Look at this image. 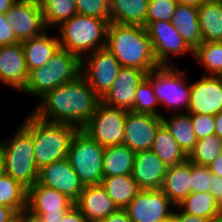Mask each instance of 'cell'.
Listing matches in <instances>:
<instances>
[{
    "label": "cell",
    "mask_w": 222,
    "mask_h": 222,
    "mask_svg": "<svg viewBox=\"0 0 222 222\" xmlns=\"http://www.w3.org/2000/svg\"><path fill=\"white\" fill-rule=\"evenodd\" d=\"M213 222H222V215L216 217Z\"/></svg>",
    "instance_id": "54"
},
{
    "label": "cell",
    "mask_w": 222,
    "mask_h": 222,
    "mask_svg": "<svg viewBox=\"0 0 222 222\" xmlns=\"http://www.w3.org/2000/svg\"><path fill=\"white\" fill-rule=\"evenodd\" d=\"M104 152L105 148L82 130H78L73 136L67 159L84 186L100 184L104 178L102 171Z\"/></svg>",
    "instance_id": "8"
},
{
    "label": "cell",
    "mask_w": 222,
    "mask_h": 222,
    "mask_svg": "<svg viewBox=\"0 0 222 222\" xmlns=\"http://www.w3.org/2000/svg\"><path fill=\"white\" fill-rule=\"evenodd\" d=\"M16 212L5 205H0V222H13Z\"/></svg>",
    "instance_id": "47"
},
{
    "label": "cell",
    "mask_w": 222,
    "mask_h": 222,
    "mask_svg": "<svg viewBox=\"0 0 222 222\" xmlns=\"http://www.w3.org/2000/svg\"><path fill=\"white\" fill-rule=\"evenodd\" d=\"M75 206L88 222H100L118 209L101 184L84 186Z\"/></svg>",
    "instance_id": "21"
},
{
    "label": "cell",
    "mask_w": 222,
    "mask_h": 222,
    "mask_svg": "<svg viewBox=\"0 0 222 222\" xmlns=\"http://www.w3.org/2000/svg\"><path fill=\"white\" fill-rule=\"evenodd\" d=\"M37 182L58 190L74 204L78 201L84 187L67 158L42 167L39 170Z\"/></svg>",
    "instance_id": "15"
},
{
    "label": "cell",
    "mask_w": 222,
    "mask_h": 222,
    "mask_svg": "<svg viewBox=\"0 0 222 222\" xmlns=\"http://www.w3.org/2000/svg\"><path fill=\"white\" fill-rule=\"evenodd\" d=\"M33 137L37 168L67 158L70 142L79 130L71 124L44 121L32 113L21 123Z\"/></svg>",
    "instance_id": "3"
},
{
    "label": "cell",
    "mask_w": 222,
    "mask_h": 222,
    "mask_svg": "<svg viewBox=\"0 0 222 222\" xmlns=\"http://www.w3.org/2000/svg\"><path fill=\"white\" fill-rule=\"evenodd\" d=\"M146 78L151 82L160 105L175 113L177 109V113L182 109L188 112L191 84L186 82L185 72L175 65H160L149 72Z\"/></svg>",
    "instance_id": "7"
},
{
    "label": "cell",
    "mask_w": 222,
    "mask_h": 222,
    "mask_svg": "<svg viewBox=\"0 0 222 222\" xmlns=\"http://www.w3.org/2000/svg\"><path fill=\"white\" fill-rule=\"evenodd\" d=\"M81 75V58L68 50L59 48L48 63L29 72L22 92L42 97L46 92L71 82Z\"/></svg>",
    "instance_id": "6"
},
{
    "label": "cell",
    "mask_w": 222,
    "mask_h": 222,
    "mask_svg": "<svg viewBox=\"0 0 222 222\" xmlns=\"http://www.w3.org/2000/svg\"><path fill=\"white\" fill-rule=\"evenodd\" d=\"M170 22L193 51L203 43L197 7L177 4Z\"/></svg>",
    "instance_id": "24"
},
{
    "label": "cell",
    "mask_w": 222,
    "mask_h": 222,
    "mask_svg": "<svg viewBox=\"0 0 222 222\" xmlns=\"http://www.w3.org/2000/svg\"><path fill=\"white\" fill-rule=\"evenodd\" d=\"M18 42L20 41L16 38L12 28L9 27L6 15L0 13V46L15 44Z\"/></svg>",
    "instance_id": "41"
},
{
    "label": "cell",
    "mask_w": 222,
    "mask_h": 222,
    "mask_svg": "<svg viewBox=\"0 0 222 222\" xmlns=\"http://www.w3.org/2000/svg\"><path fill=\"white\" fill-rule=\"evenodd\" d=\"M100 184L118 209H125L141 190L131 174L104 177Z\"/></svg>",
    "instance_id": "28"
},
{
    "label": "cell",
    "mask_w": 222,
    "mask_h": 222,
    "mask_svg": "<svg viewBox=\"0 0 222 222\" xmlns=\"http://www.w3.org/2000/svg\"><path fill=\"white\" fill-rule=\"evenodd\" d=\"M159 102L151 82L145 77L138 85L134 99L133 112L163 116L157 109Z\"/></svg>",
    "instance_id": "36"
},
{
    "label": "cell",
    "mask_w": 222,
    "mask_h": 222,
    "mask_svg": "<svg viewBox=\"0 0 222 222\" xmlns=\"http://www.w3.org/2000/svg\"><path fill=\"white\" fill-rule=\"evenodd\" d=\"M160 189L175 207L178 206L191 194L192 163L187 159L180 164L168 167Z\"/></svg>",
    "instance_id": "22"
},
{
    "label": "cell",
    "mask_w": 222,
    "mask_h": 222,
    "mask_svg": "<svg viewBox=\"0 0 222 222\" xmlns=\"http://www.w3.org/2000/svg\"><path fill=\"white\" fill-rule=\"evenodd\" d=\"M29 72L21 42L0 46V82L14 90L22 91Z\"/></svg>",
    "instance_id": "18"
},
{
    "label": "cell",
    "mask_w": 222,
    "mask_h": 222,
    "mask_svg": "<svg viewBox=\"0 0 222 222\" xmlns=\"http://www.w3.org/2000/svg\"><path fill=\"white\" fill-rule=\"evenodd\" d=\"M161 118L162 123L188 156L198 141L191 121V114L184 111L179 113L173 112L172 115H163Z\"/></svg>",
    "instance_id": "27"
},
{
    "label": "cell",
    "mask_w": 222,
    "mask_h": 222,
    "mask_svg": "<svg viewBox=\"0 0 222 222\" xmlns=\"http://www.w3.org/2000/svg\"><path fill=\"white\" fill-rule=\"evenodd\" d=\"M135 153L125 145L106 147L103 156V176H120L132 173Z\"/></svg>",
    "instance_id": "29"
},
{
    "label": "cell",
    "mask_w": 222,
    "mask_h": 222,
    "mask_svg": "<svg viewBox=\"0 0 222 222\" xmlns=\"http://www.w3.org/2000/svg\"><path fill=\"white\" fill-rule=\"evenodd\" d=\"M74 205L58 190L38 182L27 190V209L35 215L66 214Z\"/></svg>",
    "instance_id": "19"
},
{
    "label": "cell",
    "mask_w": 222,
    "mask_h": 222,
    "mask_svg": "<svg viewBox=\"0 0 222 222\" xmlns=\"http://www.w3.org/2000/svg\"><path fill=\"white\" fill-rule=\"evenodd\" d=\"M75 3L78 14L110 19V0H75Z\"/></svg>",
    "instance_id": "38"
},
{
    "label": "cell",
    "mask_w": 222,
    "mask_h": 222,
    "mask_svg": "<svg viewBox=\"0 0 222 222\" xmlns=\"http://www.w3.org/2000/svg\"><path fill=\"white\" fill-rule=\"evenodd\" d=\"M165 222H174V219L171 218V219H169V220H167V221H165Z\"/></svg>",
    "instance_id": "55"
},
{
    "label": "cell",
    "mask_w": 222,
    "mask_h": 222,
    "mask_svg": "<svg viewBox=\"0 0 222 222\" xmlns=\"http://www.w3.org/2000/svg\"><path fill=\"white\" fill-rule=\"evenodd\" d=\"M122 68L116 57L105 47L81 58V75L102 99Z\"/></svg>",
    "instance_id": "10"
},
{
    "label": "cell",
    "mask_w": 222,
    "mask_h": 222,
    "mask_svg": "<svg viewBox=\"0 0 222 222\" xmlns=\"http://www.w3.org/2000/svg\"><path fill=\"white\" fill-rule=\"evenodd\" d=\"M212 173L208 166L192 163V189L191 193L210 192Z\"/></svg>",
    "instance_id": "39"
},
{
    "label": "cell",
    "mask_w": 222,
    "mask_h": 222,
    "mask_svg": "<svg viewBox=\"0 0 222 222\" xmlns=\"http://www.w3.org/2000/svg\"><path fill=\"white\" fill-rule=\"evenodd\" d=\"M100 222H132L125 209H117Z\"/></svg>",
    "instance_id": "46"
},
{
    "label": "cell",
    "mask_w": 222,
    "mask_h": 222,
    "mask_svg": "<svg viewBox=\"0 0 222 222\" xmlns=\"http://www.w3.org/2000/svg\"><path fill=\"white\" fill-rule=\"evenodd\" d=\"M65 214L59 215H37L41 218L42 222H60Z\"/></svg>",
    "instance_id": "50"
},
{
    "label": "cell",
    "mask_w": 222,
    "mask_h": 222,
    "mask_svg": "<svg viewBox=\"0 0 222 222\" xmlns=\"http://www.w3.org/2000/svg\"><path fill=\"white\" fill-rule=\"evenodd\" d=\"M146 75L142 70L122 67L101 102L110 107L132 111L137 87Z\"/></svg>",
    "instance_id": "17"
},
{
    "label": "cell",
    "mask_w": 222,
    "mask_h": 222,
    "mask_svg": "<svg viewBox=\"0 0 222 222\" xmlns=\"http://www.w3.org/2000/svg\"><path fill=\"white\" fill-rule=\"evenodd\" d=\"M222 111V77L202 76L191 83L188 113L216 115Z\"/></svg>",
    "instance_id": "16"
},
{
    "label": "cell",
    "mask_w": 222,
    "mask_h": 222,
    "mask_svg": "<svg viewBox=\"0 0 222 222\" xmlns=\"http://www.w3.org/2000/svg\"><path fill=\"white\" fill-rule=\"evenodd\" d=\"M174 222H212L210 219L183 213L182 211H174L173 213Z\"/></svg>",
    "instance_id": "43"
},
{
    "label": "cell",
    "mask_w": 222,
    "mask_h": 222,
    "mask_svg": "<svg viewBox=\"0 0 222 222\" xmlns=\"http://www.w3.org/2000/svg\"><path fill=\"white\" fill-rule=\"evenodd\" d=\"M167 169L153 151H139L135 153L131 175L142 190L160 189Z\"/></svg>",
    "instance_id": "20"
},
{
    "label": "cell",
    "mask_w": 222,
    "mask_h": 222,
    "mask_svg": "<svg viewBox=\"0 0 222 222\" xmlns=\"http://www.w3.org/2000/svg\"><path fill=\"white\" fill-rule=\"evenodd\" d=\"M9 27L22 42L47 31L39 1L16 0L5 13Z\"/></svg>",
    "instance_id": "13"
},
{
    "label": "cell",
    "mask_w": 222,
    "mask_h": 222,
    "mask_svg": "<svg viewBox=\"0 0 222 222\" xmlns=\"http://www.w3.org/2000/svg\"><path fill=\"white\" fill-rule=\"evenodd\" d=\"M151 151H153L167 167L180 164L187 160V155L163 123L159 126L155 134Z\"/></svg>",
    "instance_id": "30"
},
{
    "label": "cell",
    "mask_w": 222,
    "mask_h": 222,
    "mask_svg": "<svg viewBox=\"0 0 222 222\" xmlns=\"http://www.w3.org/2000/svg\"><path fill=\"white\" fill-rule=\"evenodd\" d=\"M5 173V169H4V159H3V155L0 149V177Z\"/></svg>",
    "instance_id": "53"
},
{
    "label": "cell",
    "mask_w": 222,
    "mask_h": 222,
    "mask_svg": "<svg viewBox=\"0 0 222 222\" xmlns=\"http://www.w3.org/2000/svg\"><path fill=\"white\" fill-rule=\"evenodd\" d=\"M28 72L48 63L60 48L58 36L49 37L45 31L42 35L21 42Z\"/></svg>",
    "instance_id": "23"
},
{
    "label": "cell",
    "mask_w": 222,
    "mask_h": 222,
    "mask_svg": "<svg viewBox=\"0 0 222 222\" xmlns=\"http://www.w3.org/2000/svg\"><path fill=\"white\" fill-rule=\"evenodd\" d=\"M210 193L216 200L219 207L222 206V177L212 174V184Z\"/></svg>",
    "instance_id": "42"
},
{
    "label": "cell",
    "mask_w": 222,
    "mask_h": 222,
    "mask_svg": "<svg viewBox=\"0 0 222 222\" xmlns=\"http://www.w3.org/2000/svg\"><path fill=\"white\" fill-rule=\"evenodd\" d=\"M193 58L208 72L204 76L222 77V41L203 42L194 51Z\"/></svg>",
    "instance_id": "33"
},
{
    "label": "cell",
    "mask_w": 222,
    "mask_h": 222,
    "mask_svg": "<svg viewBox=\"0 0 222 222\" xmlns=\"http://www.w3.org/2000/svg\"><path fill=\"white\" fill-rule=\"evenodd\" d=\"M222 151V138L211 134L198 140L187 156V159L197 165L209 166Z\"/></svg>",
    "instance_id": "35"
},
{
    "label": "cell",
    "mask_w": 222,
    "mask_h": 222,
    "mask_svg": "<svg viewBox=\"0 0 222 222\" xmlns=\"http://www.w3.org/2000/svg\"><path fill=\"white\" fill-rule=\"evenodd\" d=\"M161 124V116L127 111L125 134L121 145L128 146L134 153L151 150L155 134Z\"/></svg>",
    "instance_id": "14"
},
{
    "label": "cell",
    "mask_w": 222,
    "mask_h": 222,
    "mask_svg": "<svg viewBox=\"0 0 222 222\" xmlns=\"http://www.w3.org/2000/svg\"><path fill=\"white\" fill-rule=\"evenodd\" d=\"M183 213L210 219L220 215V207L210 192L191 193L178 206Z\"/></svg>",
    "instance_id": "31"
},
{
    "label": "cell",
    "mask_w": 222,
    "mask_h": 222,
    "mask_svg": "<svg viewBox=\"0 0 222 222\" xmlns=\"http://www.w3.org/2000/svg\"><path fill=\"white\" fill-rule=\"evenodd\" d=\"M208 167L212 174L222 177V151Z\"/></svg>",
    "instance_id": "48"
},
{
    "label": "cell",
    "mask_w": 222,
    "mask_h": 222,
    "mask_svg": "<svg viewBox=\"0 0 222 222\" xmlns=\"http://www.w3.org/2000/svg\"><path fill=\"white\" fill-rule=\"evenodd\" d=\"M106 48L116 57L122 67L136 68L148 74L160 66L144 26L110 22Z\"/></svg>",
    "instance_id": "2"
},
{
    "label": "cell",
    "mask_w": 222,
    "mask_h": 222,
    "mask_svg": "<svg viewBox=\"0 0 222 222\" xmlns=\"http://www.w3.org/2000/svg\"><path fill=\"white\" fill-rule=\"evenodd\" d=\"M16 0H0V13H6Z\"/></svg>",
    "instance_id": "52"
},
{
    "label": "cell",
    "mask_w": 222,
    "mask_h": 222,
    "mask_svg": "<svg viewBox=\"0 0 222 222\" xmlns=\"http://www.w3.org/2000/svg\"><path fill=\"white\" fill-rule=\"evenodd\" d=\"M150 0H110V22L146 27Z\"/></svg>",
    "instance_id": "25"
},
{
    "label": "cell",
    "mask_w": 222,
    "mask_h": 222,
    "mask_svg": "<svg viewBox=\"0 0 222 222\" xmlns=\"http://www.w3.org/2000/svg\"><path fill=\"white\" fill-rule=\"evenodd\" d=\"M198 21L203 42L222 41V1L202 3L198 7Z\"/></svg>",
    "instance_id": "26"
},
{
    "label": "cell",
    "mask_w": 222,
    "mask_h": 222,
    "mask_svg": "<svg viewBox=\"0 0 222 222\" xmlns=\"http://www.w3.org/2000/svg\"><path fill=\"white\" fill-rule=\"evenodd\" d=\"M5 174L27 190L38 181L39 169L34 160L32 134L21 124L11 139L0 141Z\"/></svg>",
    "instance_id": "5"
},
{
    "label": "cell",
    "mask_w": 222,
    "mask_h": 222,
    "mask_svg": "<svg viewBox=\"0 0 222 222\" xmlns=\"http://www.w3.org/2000/svg\"><path fill=\"white\" fill-rule=\"evenodd\" d=\"M13 222H42L41 218L33 213H31L27 208L18 211L15 214Z\"/></svg>",
    "instance_id": "45"
},
{
    "label": "cell",
    "mask_w": 222,
    "mask_h": 222,
    "mask_svg": "<svg viewBox=\"0 0 222 222\" xmlns=\"http://www.w3.org/2000/svg\"><path fill=\"white\" fill-rule=\"evenodd\" d=\"M215 120V134L222 138V111L214 115Z\"/></svg>",
    "instance_id": "49"
},
{
    "label": "cell",
    "mask_w": 222,
    "mask_h": 222,
    "mask_svg": "<svg viewBox=\"0 0 222 222\" xmlns=\"http://www.w3.org/2000/svg\"><path fill=\"white\" fill-rule=\"evenodd\" d=\"M220 215H222V206L220 207Z\"/></svg>",
    "instance_id": "56"
},
{
    "label": "cell",
    "mask_w": 222,
    "mask_h": 222,
    "mask_svg": "<svg viewBox=\"0 0 222 222\" xmlns=\"http://www.w3.org/2000/svg\"><path fill=\"white\" fill-rule=\"evenodd\" d=\"M60 222H88L81 211L74 205Z\"/></svg>",
    "instance_id": "44"
},
{
    "label": "cell",
    "mask_w": 222,
    "mask_h": 222,
    "mask_svg": "<svg viewBox=\"0 0 222 222\" xmlns=\"http://www.w3.org/2000/svg\"><path fill=\"white\" fill-rule=\"evenodd\" d=\"M176 0H150L146 15V26L155 21H171L175 13Z\"/></svg>",
    "instance_id": "37"
},
{
    "label": "cell",
    "mask_w": 222,
    "mask_h": 222,
    "mask_svg": "<svg viewBox=\"0 0 222 222\" xmlns=\"http://www.w3.org/2000/svg\"><path fill=\"white\" fill-rule=\"evenodd\" d=\"M174 209L161 189H141L125 208L132 222H165L173 218Z\"/></svg>",
    "instance_id": "11"
},
{
    "label": "cell",
    "mask_w": 222,
    "mask_h": 222,
    "mask_svg": "<svg viewBox=\"0 0 222 222\" xmlns=\"http://www.w3.org/2000/svg\"><path fill=\"white\" fill-rule=\"evenodd\" d=\"M39 3L47 29L57 28L77 14L75 0H39Z\"/></svg>",
    "instance_id": "32"
},
{
    "label": "cell",
    "mask_w": 222,
    "mask_h": 222,
    "mask_svg": "<svg viewBox=\"0 0 222 222\" xmlns=\"http://www.w3.org/2000/svg\"><path fill=\"white\" fill-rule=\"evenodd\" d=\"M194 132L197 140L215 134V120L212 115L191 114Z\"/></svg>",
    "instance_id": "40"
},
{
    "label": "cell",
    "mask_w": 222,
    "mask_h": 222,
    "mask_svg": "<svg viewBox=\"0 0 222 222\" xmlns=\"http://www.w3.org/2000/svg\"><path fill=\"white\" fill-rule=\"evenodd\" d=\"M0 205L16 213L27 208V189L5 173L0 177Z\"/></svg>",
    "instance_id": "34"
},
{
    "label": "cell",
    "mask_w": 222,
    "mask_h": 222,
    "mask_svg": "<svg viewBox=\"0 0 222 222\" xmlns=\"http://www.w3.org/2000/svg\"><path fill=\"white\" fill-rule=\"evenodd\" d=\"M127 111L100 102L88 123L81 129L102 147L121 145Z\"/></svg>",
    "instance_id": "9"
},
{
    "label": "cell",
    "mask_w": 222,
    "mask_h": 222,
    "mask_svg": "<svg viewBox=\"0 0 222 222\" xmlns=\"http://www.w3.org/2000/svg\"><path fill=\"white\" fill-rule=\"evenodd\" d=\"M145 28L159 65H175L170 63V58L174 55L177 57L191 53L194 56V51L186 44L170 21L150 22Z\"/></svg>",
    "instance_id": "12"
},
{
    "label": "cell",
    "mask_w": 222,
    "mask_h": 222,
    "mask_svg": "<svg viewBox=\"0 0 222 222\" xmlns=\"http://www.w3.org/2000/svg\"><path fill=\"white\" fill-rule=\"evenodd\" d=\"M32 114L53 123L71 124L81 130L101 99L82 75L46 92Z\"/></svg>",
    "instance_id": "1"
},
{
    "label": "cell",
    "mask_w": 222,
    "mask_h": 222,
    "mask_svg": "<svg viewBox=\"0 0 222 222\" xmlns=\"http://www.w3.org/2000/svg\"><path fill=\"white\" fill-rule=\"evenodd\" d=\"M178 4L187 5L192 7H199L202 3L208 0H176Z\"/></svg>",
    "instance_id": "51"
},
{
    "label": "cell",
    "mask_w": 222,
    "mask_h": 222,
    "mask_svg": "<svg viewBox=\"0 0 222 222\" xmlns=\"http://www.w3.org/2000/svg\"><path fill=\"white\" fill-rule=\"evenodd\" d=\"M110 19L76 14L57 28L60 48L77 54L80 58L90 52L105 48Z\"/></svg>",
    "instance_id": "4"
}]
</instances>
